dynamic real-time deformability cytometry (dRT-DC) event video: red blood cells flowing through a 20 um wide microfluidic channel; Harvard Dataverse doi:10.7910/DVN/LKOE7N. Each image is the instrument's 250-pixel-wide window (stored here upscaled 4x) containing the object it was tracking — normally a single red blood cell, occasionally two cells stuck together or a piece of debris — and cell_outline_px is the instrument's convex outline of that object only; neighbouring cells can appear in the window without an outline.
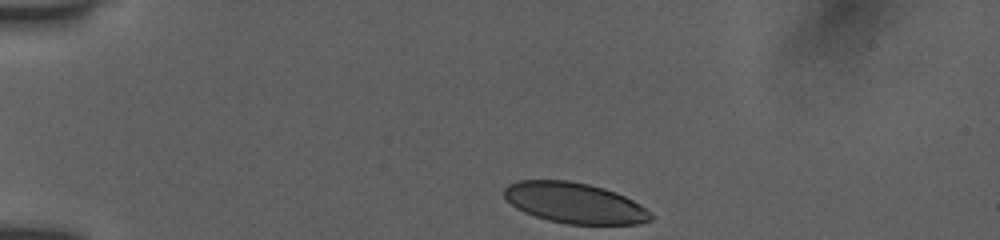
{"species": "human", "species_latin": "Homo sapiens", "temperature_condition": "room temperature", "stored_images_in_passage": 12, "camera_frame_rate_fps": 3000, "um_per_image_px": 0.085, "donor": {"sex": "female"}, "frame": {"image": 1, "passage_image": 1, "time_ms": 0.0, "image_size_px": [1000, 240], "cell_outline_px": [[652, 220], [640, 224], [568, 224], [548, 220], [524, 212], [516, 208], [504, 196], [504, 188], [508, 184], [516, 180], [568, 180], [588, 184], [604, 188], [616, 192], [640, 204], [652, 216]], "centroid_in_image_um": [48.82, 17.24], "position_along_channel_um": 36.2, "area_um2": 34.62}}
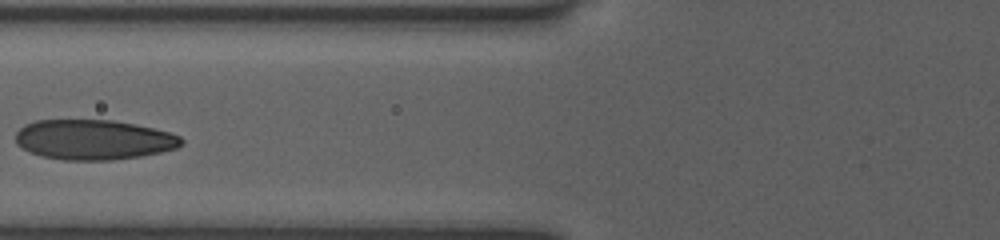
{"frame": {"image": 2, "passage_image": 6, "time_ms": 1.667, "image_size_px": [1000, 240], "cell_outline_px": [[184, 144], [176, 148], [160, 152], [140, 156], [112, 160], [64, 160], [40, 156], [16, 144], [16, 132], [24, 124], [36, 120], [112, 120], [136, 124], [168, 132], [180, 136], [184, 140]], "centroid_in_image_um": [7.96, 11.87], "position_along_channel_um": 117.8, "area_um2": 38.67}}
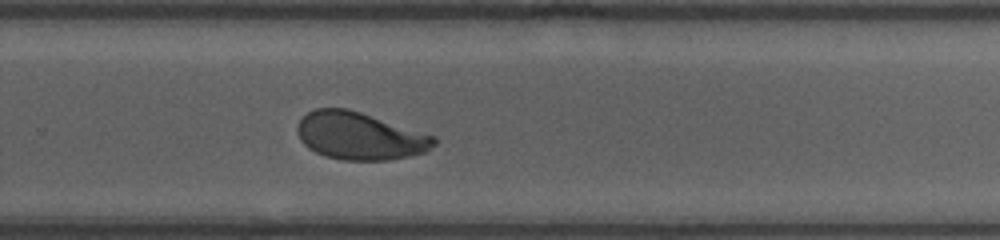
{"frame": {"image": 3, "passage_image": 12, "time_ms": 3.667, "image_size_px": [1000, 240], "cell_outline_px": [[436, 144], [424, 152], [408, 156], [388, 160], [344, 160], [324, 156], [308, 148], [300, 140], [296, 132], [296, 128], [300, 120], [308, 112], [316, 108], [348, 108], [436, 136]], "centroid_in_image_um": [30.56, 11.55], "position_along_channel_um": 299.2, "area_um2": 37.8}}